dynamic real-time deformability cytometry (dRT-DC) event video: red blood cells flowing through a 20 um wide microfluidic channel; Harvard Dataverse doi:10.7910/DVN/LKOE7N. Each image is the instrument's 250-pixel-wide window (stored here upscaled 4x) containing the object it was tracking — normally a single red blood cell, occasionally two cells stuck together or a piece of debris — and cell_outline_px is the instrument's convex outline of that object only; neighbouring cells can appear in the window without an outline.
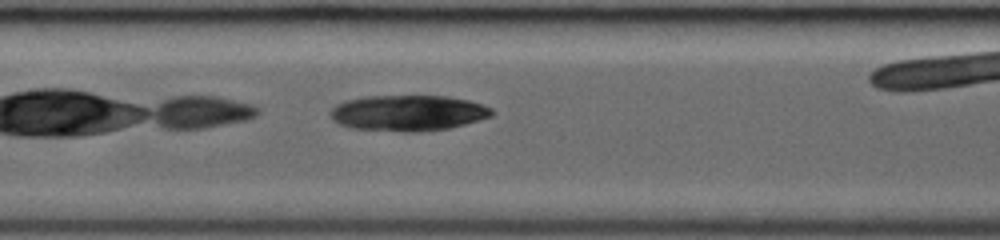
{"species": "common noctule bat (a hibernating species)", "species_latin": "Nyctalus noctula", "temperature_condition": "room temperature", "stored_images_in_passage": 24, "camera_frame_rate_fps": 3000, "um_per_image_px": 0.085, "animal": {"sex": "female", "body_mass_g": 19.0, "forearm_length_mm": 53.3}, "frame": {"image": 1, "passage_image": 8, "time_ms": 2.333, "image_size_px": [1000, 240], "cell_outline_px": [[496, 112], [492, 116], [464, 124], [448, 128], [420, 132], [404, 132], [348, 128], [332, 120], [328, 112], [336, 104], [348, 100], [368, 96], [448, 96], [468, 100], [484, 104], [492, 108]], "centroid_in_image_um": [34.69, 9.61], "position_along_channel_um": 172.7, "area_um2": 33.99}}
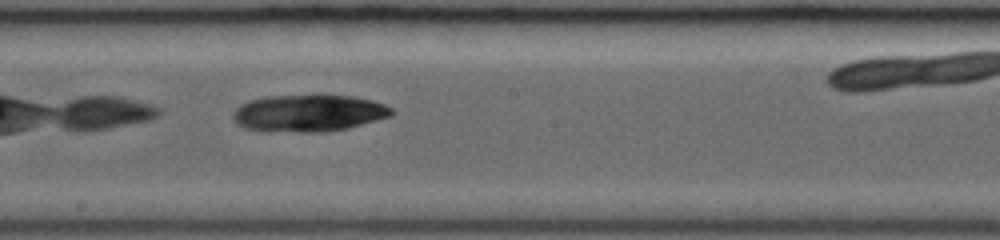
{"frame": {"image": 2, "passage_image": 11, "time_ms": 3.333, "image_size_px": [1000, 240], "cell_outline_px": [[396, 112], [392, 116], [348, 128], [324, 132], [268, 132], [244, 128], [236, 124], [232, 116], [232, 112], [240, 104], [252, 100], [268, 96], [352, 96], [372, 100], [384, 104], [392, 108]], "centroid_in_image_um": [26.22, 9.64], "position_along_channel_um": 222.0, "area_um2": 34.33}}